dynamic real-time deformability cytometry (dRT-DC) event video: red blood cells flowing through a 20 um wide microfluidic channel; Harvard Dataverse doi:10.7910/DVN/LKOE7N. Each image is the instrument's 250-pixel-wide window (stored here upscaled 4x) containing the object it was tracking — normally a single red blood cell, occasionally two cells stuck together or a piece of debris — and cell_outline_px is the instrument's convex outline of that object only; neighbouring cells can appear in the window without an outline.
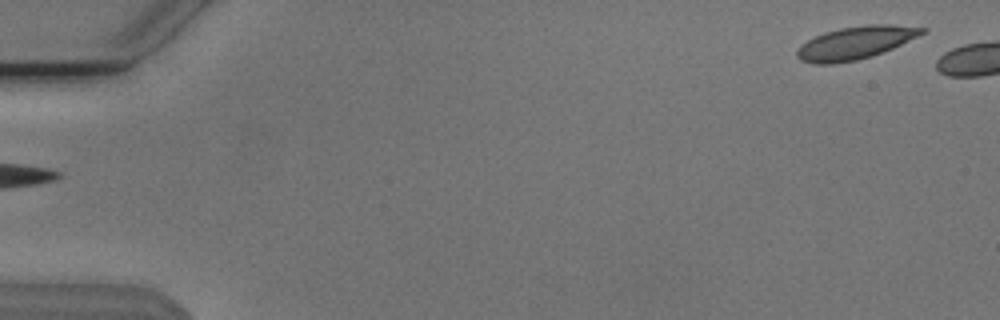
{"species": "Egyptian fruit bat (a non-hibernating species)", "species_latin": "Rousettus aegyptiacus", "temperature_condition": "cold", "stored_images_in_passage": 4, "camera_frame_rate_fps": 3000, "um_per_image_px": 0.085, "animal": {"sex": "male"}, "frame": {"image": 1, "passage_image": 1, "time_ms": 0.0, "image_size_px": [1000, 320], "cell_outline_px": [[928, 28], [924, 32], [892, 48], [872, 56], [856, 60], [832, 64], [812, 64], [800, 60], [796, 56], [796, 52], [808, 40], [824, 32], [840, 28], [868, 24], [888, 24]], "centroid_in_image_um": [72.68, 3.64], "position_along_channel_um": 12.3, "area_um2": 23.52}}